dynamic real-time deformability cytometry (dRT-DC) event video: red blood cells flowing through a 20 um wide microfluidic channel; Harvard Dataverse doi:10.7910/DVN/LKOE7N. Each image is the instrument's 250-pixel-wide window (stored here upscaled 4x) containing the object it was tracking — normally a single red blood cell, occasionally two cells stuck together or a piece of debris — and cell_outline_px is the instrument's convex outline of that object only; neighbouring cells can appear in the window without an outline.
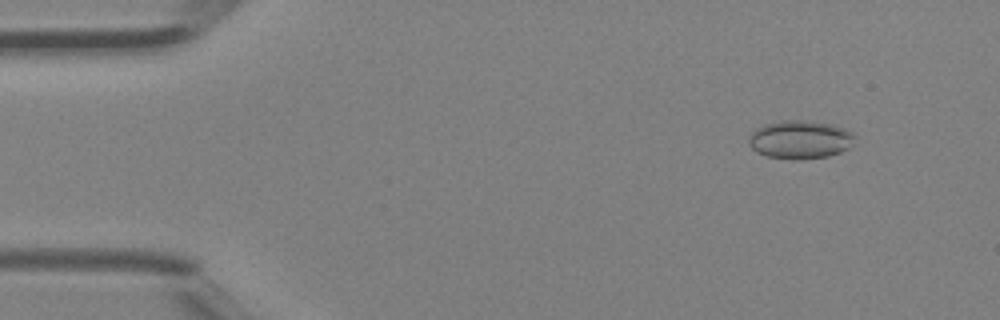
{"species": "Egyptian fruit bat (a non-hibernating species)", "species_latin": "Rousettus aegyptiacus", "temperature_condition": "room temperature", "stored_images_in_passage": 5, "camera_frame_rate_fps": 3000, "um_per_image_px": 0.085, "animal": {"sex": "female"}, "frame": {"image": 1, "passage_image": 2, "time_ms": 0.333, "image_size_px": [1000, 320], "cell_outline_px": [[856, 136], [848, 148], [840, 152], [828, 156], [800, 160], [792, 160], [768, 156], [756, 152], [748, 144], [748, 140], [752, 132], [756, 128], [764, 124], [780, 120], [804, 120], [832, 124], [844, 128], [852, 132]], "centroid_in_image_um": [67.99, 11.86], "position_along_channel_um": 17.0, "area_um2": 23.87}}
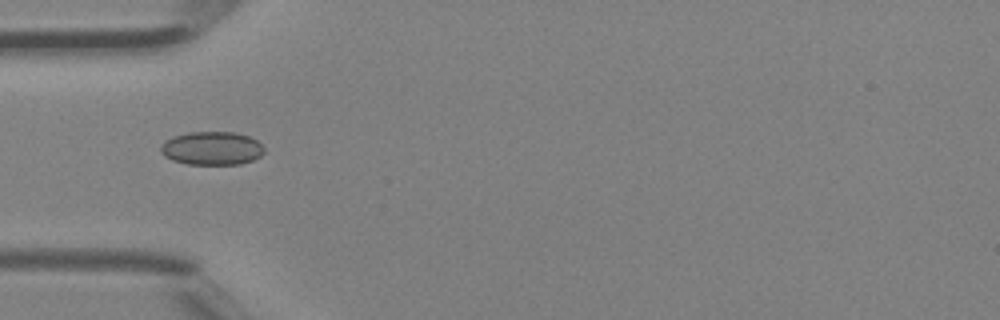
{"frame": {"image": 2, "passage_image": 5, "time_ms": 1.333, "image_size_px": [1000, 320], "cell_outline_px": [[264, 152], [260, 156], [252, 160], [240, 164], [188, 164], [172, 160], [164, 156], [160, 152], [160, 148], [164, 140], [172, 136], [188, 132], [236, 132], [248, 136], [256, 140], [264, 148]], "centroid_in_image_um": [17.98, 12.6], "position_along_channel_um": 67.0, "area_um2": 20.23}}